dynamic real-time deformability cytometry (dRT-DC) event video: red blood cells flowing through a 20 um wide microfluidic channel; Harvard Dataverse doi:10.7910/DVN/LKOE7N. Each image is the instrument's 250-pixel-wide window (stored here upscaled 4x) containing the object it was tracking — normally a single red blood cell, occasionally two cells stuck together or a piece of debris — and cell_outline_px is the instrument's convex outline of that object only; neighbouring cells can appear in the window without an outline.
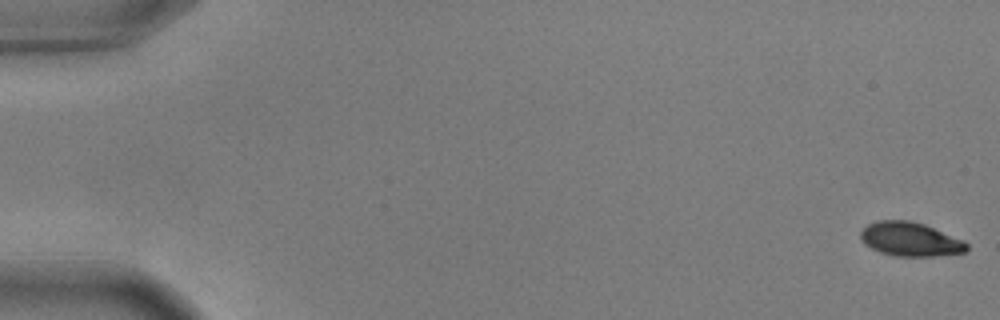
{"species": "common noctule bat (a hibernating species)", "species_latin": "Nyctalus noctula", "temperature_condition": "warm", "stored_images_in_passage": 56, "camera_frame_rate_fps": 3000, "um_per_image_px": 0.085, "animal": {"sex": "male", "body_mass_g": 17.9, "forearm_length_mm": 54.2}, "frame": {"image": 1, "passage_image": 1, "time_ms": 0.0, "image_size_px": [1000, 320], "cell_outline_px": [[968, 248], [964, 252], [936, 256], [892, 256], [880, 252], [864, 244], [860, 240], [860, 232], [868, 224], [876, 220], [908, 220], [924, 224], [964, 240], [968, 244]], "centroid_in_image_um": [77.35, 20.33], "position_along_channel_um": 7.6, "area_um2": 21.1}}
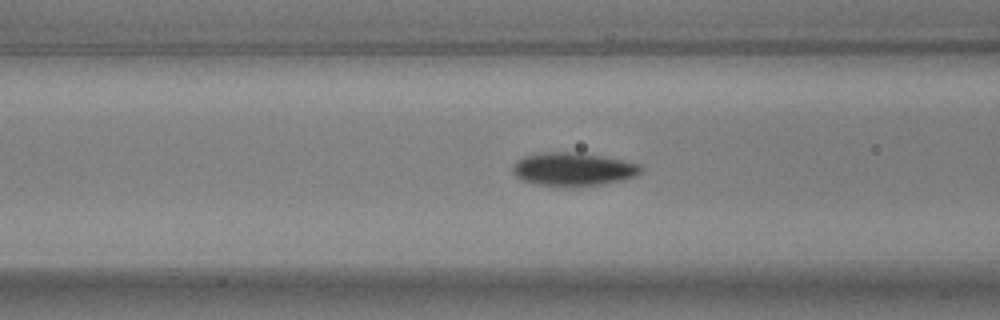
{"frame": {"image": 2, "passage_image": 23, "time_ms": 7.333, "image_size_px": [1000, 320], "cell_outline_px": [[644, 168], [636, 176], [604, 184], [532, 184], [520, 180], [512, 172], [512, 164], [524, 156], [544, 152], [568, 152], [596, 156], [620, 160], [640, 164]], "centroid_in_image_um": [48.67, 14.37], "position_along_channel_um": 117.9, "area_um2": 23.99}}
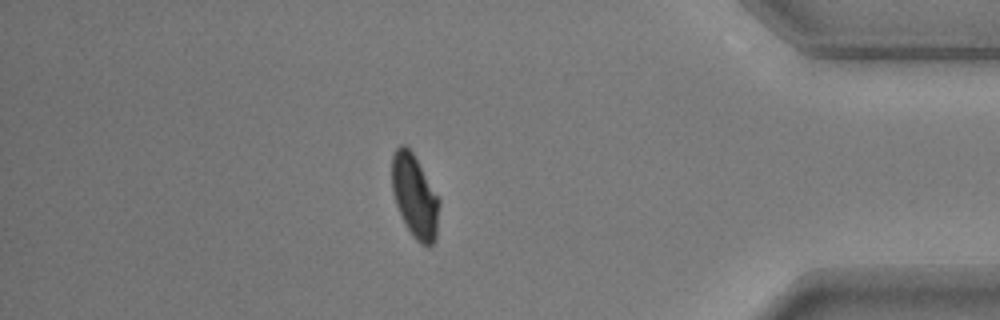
{"frame": {"image": 3, "passage_image": 49, "time_ms": 16.0, "image_size_px": [1000, 320], "cell_outline_px": [[440, 204], [436, 240], [428, 248], [420, 244], [412, 236], [396, 204], [392, 192], [392, 156], [396, 148], [400, 144], [404, 144], [412, 152], [440, 200]], "centroid_in_image_um": [35.27, 16.72], "position_along_channel_um": 399.9, "area_um2": 22.83}, "authors_computed_cell_mechanics": {"area_um2": 23.409, "velocity_mm_per_s": 3.6305, "shape_relaxation_time_tau1_ms": 3.3958, "shape_relaxation_time_tau2_ms": null, "deformation_change_tau1": 0.1519, "deformation_change_tau2": null}}